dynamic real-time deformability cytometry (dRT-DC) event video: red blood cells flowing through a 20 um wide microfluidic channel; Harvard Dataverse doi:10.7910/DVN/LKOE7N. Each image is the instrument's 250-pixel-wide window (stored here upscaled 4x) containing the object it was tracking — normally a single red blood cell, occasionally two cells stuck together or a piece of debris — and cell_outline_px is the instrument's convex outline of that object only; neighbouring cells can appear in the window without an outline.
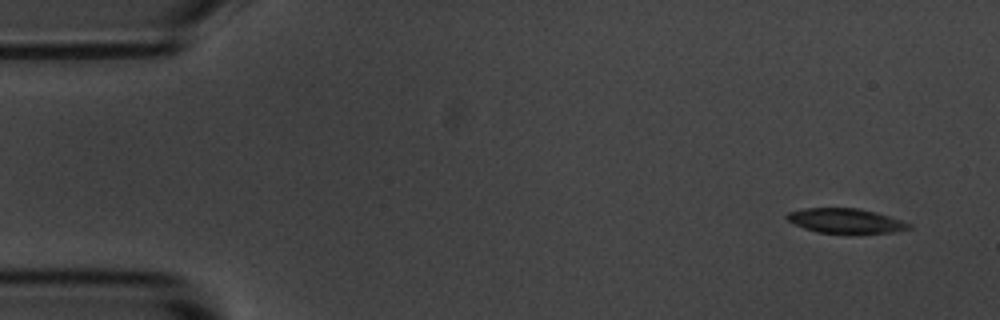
{"species": "common noctule bat (a hibernating species)", "species_latin": "Nyctalus noctula", "temperature_condition": "room temperature", "stored_images_in_passage": 5, "camera_frame_rate_fps": 3000, "um_per_image_px": 0.085, "animal": {"sex": "male", "body_mass_g": 20.1, "forearm_length_mm": 53.5}, "frame": {"image": 1, "passage_image": 1, "time_ms": 0.0, "image_size_px": [1000, 320], "cell_outline_px": [[912, 228], [892, 232], [856, 236], [820, 232], [804, 228], [788, 220], [784, 216], [788, 212], [804, 208], [856, 208], [876, 212], [912, 224]], "centroid_in_image_um": [71.91, 18.81], "position_along_channel_um": 13.1, "area_um2": 18.09}}
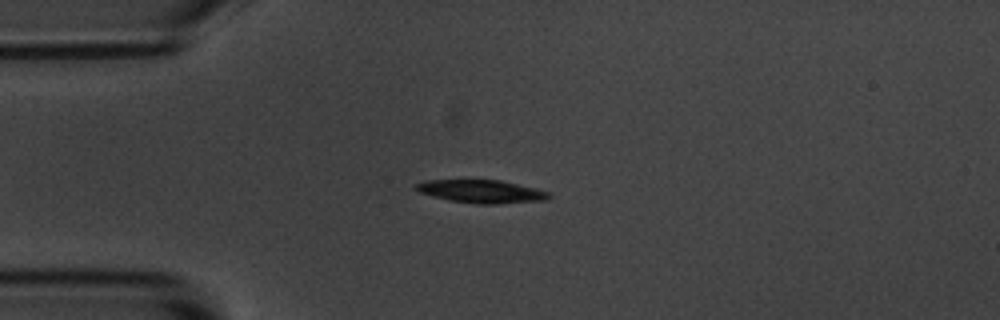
{"frame": {"image": 2, "passage_image": 3, "time_ms": 3.333, "image_size_px": [1000, 320], "cell_outline_px": [[552, 196], [548, 200], [496, 204], [476, 204], [448, 200], [420, 192], [416, 188], [416, 184], [428, 180], [500, 180], [548, 192]], "centroid_in_image_um": [40.95, 16.28], "position_along_channel_um": 44.1, "area_um2": 17.57}}